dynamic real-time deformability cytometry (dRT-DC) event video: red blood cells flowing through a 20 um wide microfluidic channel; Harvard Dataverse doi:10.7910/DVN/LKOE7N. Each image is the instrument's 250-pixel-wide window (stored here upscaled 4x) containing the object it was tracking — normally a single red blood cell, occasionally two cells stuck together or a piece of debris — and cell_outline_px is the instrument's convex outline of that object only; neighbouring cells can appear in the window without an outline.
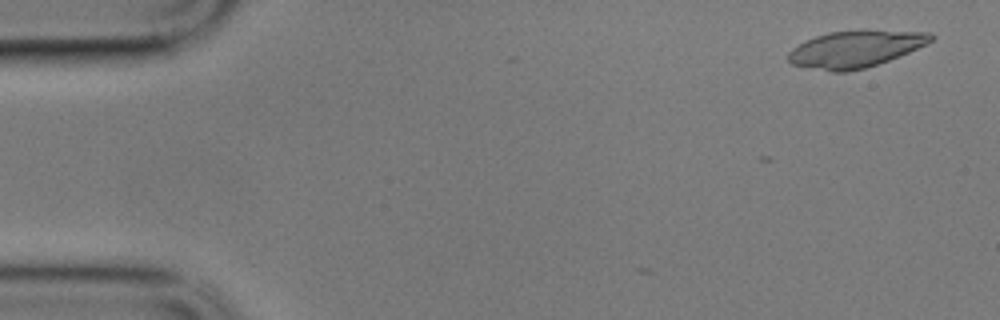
{"species": "common noctule bat (a hibernating species)", "species_latin": "Nyctalus noctula", "temperature_condition": "cold", "stored_images_in_passage": 6, "camera_frame_rate_fps": 3000, "um_per_image_px": 0.085, "animal": {"sex": "male", "body_mass_g": 17.9}, "frame": {"image": 1, "passage_image": 1, "time_ms": 0.0, "image_size_px": [1000, 320], "cell_outline_px": [[936, 36], [928, 44], [888, 60], [864, 68], [848, 72], [832, 72], [792, 64], [788, 60], [788, 52], [792, 48], [816, 36], [828, 32], [932, 32]], "centroid_in_image_um": [72.69, 4.2], "position_along_channel_um": 12.3, "area_um2": 29.59}}